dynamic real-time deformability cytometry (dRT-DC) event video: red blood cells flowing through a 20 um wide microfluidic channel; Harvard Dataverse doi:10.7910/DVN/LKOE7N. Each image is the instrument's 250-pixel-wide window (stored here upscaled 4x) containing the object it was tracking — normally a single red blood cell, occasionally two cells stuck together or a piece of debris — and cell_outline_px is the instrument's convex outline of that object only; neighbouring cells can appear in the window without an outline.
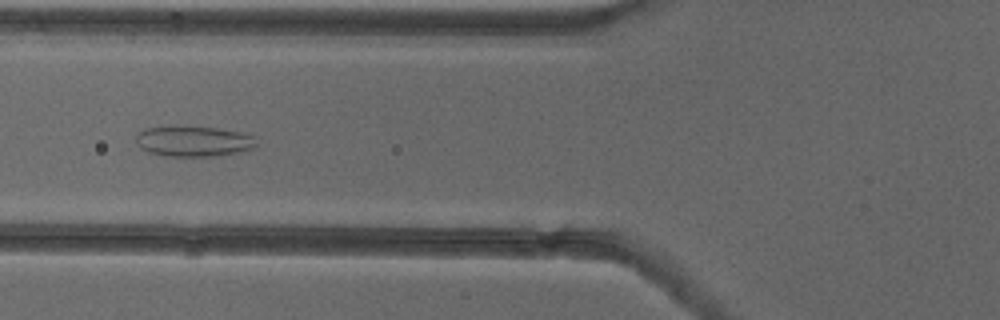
{"species": "common noctule bat (a hibernating species)", "species_latin": "Nyctalus noctula", "temperature_condition": "cold", "stored_images_in_passage": 38, "camera_frame_rate_fps": 3000, "um_per_image_px": 0.085, "animal": {"sex": "female"}, "frame": {"image": 1, "passage_image": 6, "time_ms": 1.667, "image_size_px": [1000, 320], "cell_outline_px": [[260, 144], [256, 148], [236, 152], [212, 156], [168, 156], [148, 152], [140, 148], [136, 144], [136, 136], [144, 128], [172, 124], [184, 124], [216, 128], [244, 132], [252, 136]], "centroid_in_image_um": [16.43, 11.96], "position_along_channel_um": 109.4, "area_um2": 22.2}}
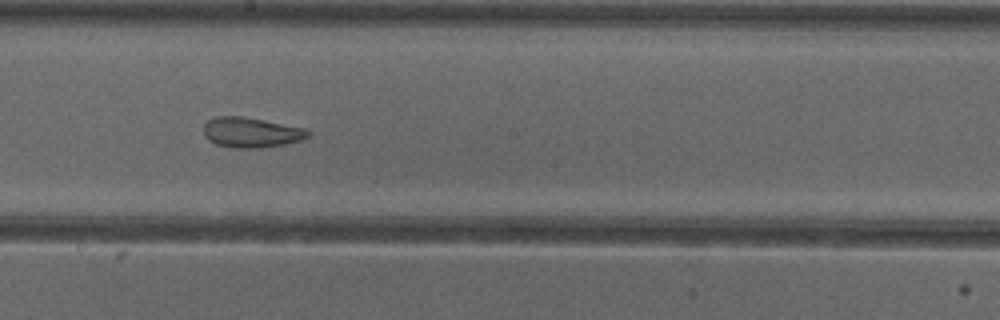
{"frame": {"image": 2, "passage_image": 15, "time_ms": 4.667, "image_size_px": [1000, 320], "cell_outline_px": [[312, 132], [308, 136], [300, 140], [284, 144], [260, 148], [232, 148], [216, 144], [208, 140], [204, 136], [204, 124], [208, 120], [216, 116], [244, 116], [304, 128]], "centroid_in_image_um": [21.32, 11.25], "position_along_channel_um": 226.9, "area_um2": 18.38}}
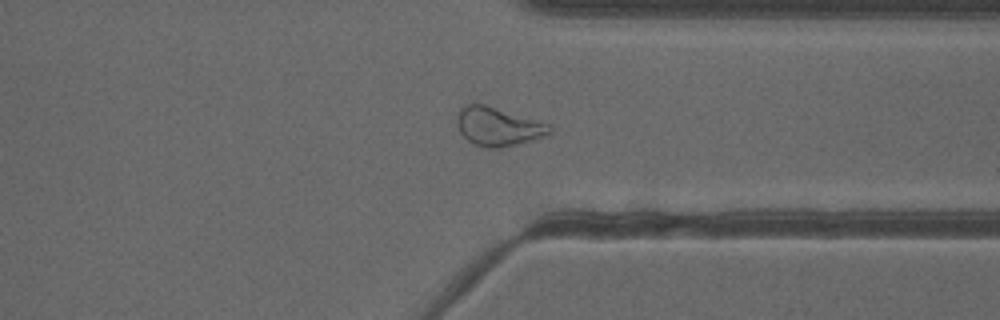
{"frame": {"image": 3, "passage_image": 26, "time_ms": 8.333, "image_size_px": [1000, 320], "cell_outline_px": [[552, 132], [544, 136], [532, 140], [500, 148], [488, 148], [472, 144], [460, 132], [456, 124], [456, 116], [460, 108], [468, 104], [484, 104], [552, 124]], "centroid_in_image_um": [42.34, 10.76], "position_along_channel_um": 369.1, "area_um2": 20.98}, "authors_computed_cell_mechanics": {"area_um2": 20.4901, "velocity_mm_per_s": 3.9024, "shape_relaxation_time_tau1_ms": null, "shape_relaxation_time_tau2_ms": 1.4491, "deformation_change_tau1": null, "deformation_change_tau2": 0.0899}}